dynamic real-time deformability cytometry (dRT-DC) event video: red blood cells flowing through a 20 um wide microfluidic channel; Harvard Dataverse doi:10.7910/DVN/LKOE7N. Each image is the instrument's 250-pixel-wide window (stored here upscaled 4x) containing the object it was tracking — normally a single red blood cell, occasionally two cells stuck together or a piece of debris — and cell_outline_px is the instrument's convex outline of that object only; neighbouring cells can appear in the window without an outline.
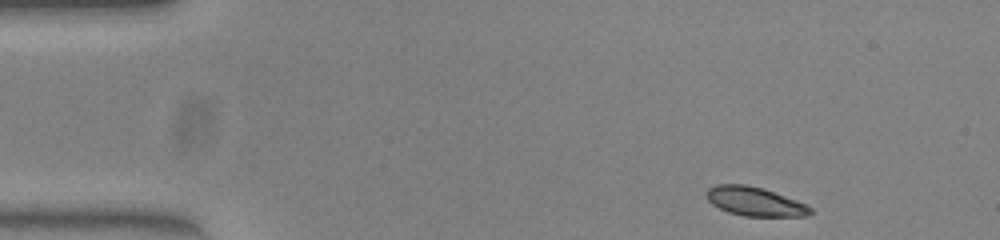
{"species": "common noctule bat (a hibernating species)", "species_latin": "Nyctalus noctula", "temperature_condition": "warm", "stored_images_in_passage": 46, "camera_frame_rate_fps": 3000, "um_per_image_px": 0.085, "animal": {"sex": "female", "body_mass_g": 23.0, "forearm_length_mm": 53.4}, "frame": {"image": 1, "passage_image": 1, "time_ms": 0.0, "image_size_px": [1000, 240], "cell_outline_px": [[812, 212], [808, 216], [744, 216], [728, 212], [712, 204], [708, 200], [708, 188], [716, 184], [744, 184], [764, 188], [796, 200], [812, 208]], "centroid_in_image_um": [64.17, 17.12], "position_along_channel_um": 20.8, "area_um2": 17.4}}
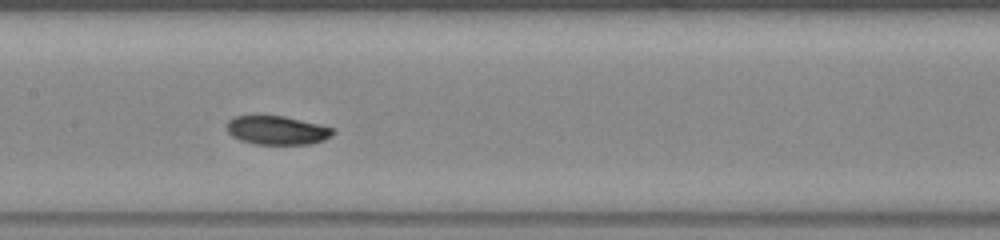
{"frame": {"image": 2, "passage_image": 20, "time_ms": 6.333, "image_size_px": [1000, 240], "cell_outline_px": [[336, 132], [332, 136], [324, 140], [308, 144], [256, 144], [240, 140], [232, 136], [228, 132], [228, 120], [236, 116], [284, 116], [332, 128]], "centroid_in_image_um": [23.55, 11.08], "position_along_channel_um": 183.8, "area_um2": 17.51}}
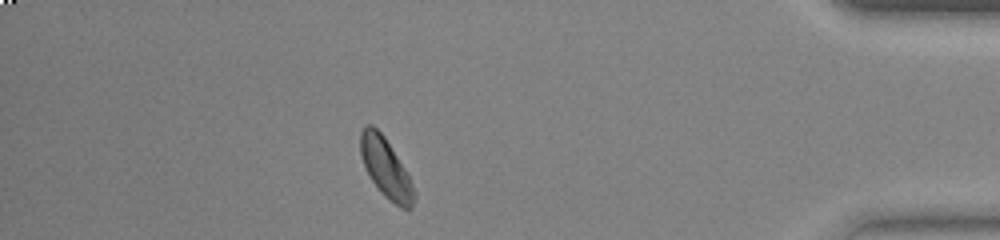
{"frame": {"image": 3, "passage_image": 40, "time_ms": 13.0, "image_size_px": [1000, 240], "cell_outline_px": [[416, 196], [412, 208], [408, 212], [400, 208], [384, 196], [380, 192], [372, 180], [364, 164], [360, 152], [360, 132], [364, 124], [372, 124], [384, 136], [408, 176], [416, 192]], "centroid_in_image_um": [32.8, 14.32], "position_along_channel_um": 402.4, "area_um2": 18.44}, "authors_computed_cell_mechanics": {"area_um2": 18.3226, "velocity_mm_per_s": 3.9633, "shape_relaxation_time_tau1_ms": 3.598, "shape_relaxation_time_tau2_ms": null, "deformation_change_tau1": 0.145, "deformation_change_tau2": null}}